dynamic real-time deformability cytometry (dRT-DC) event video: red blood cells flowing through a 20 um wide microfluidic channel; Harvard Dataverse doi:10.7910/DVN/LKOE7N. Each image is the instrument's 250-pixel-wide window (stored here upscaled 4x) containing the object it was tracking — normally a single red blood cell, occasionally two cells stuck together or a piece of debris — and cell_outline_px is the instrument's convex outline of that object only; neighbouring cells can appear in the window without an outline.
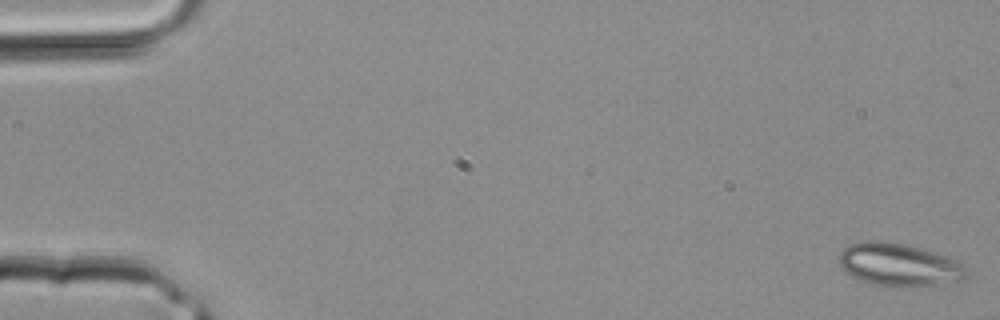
{"species": "common noctule bat (a hibernating species)", "species_latin": "Nyctalus noctula", "temperature_condition": "room temperature", "stored_images_in_passage": 10, "camera_frame_rate_fps": 3000, "um_per_image_px": 0.085, "animal": {"sex": "male", "body_mass_g": 20.4}, "frame": {"image": 1, "passage_image": 1, "time_ms": 0.0, "image_size_px": [1000, 320], "cell_outline_px": [[968, 268], [964, 280], [936, 284], [872, 284], [852, 276], [840, 264], [840, 252], [848, 244], [864, 240], [880, 240], [904, 244], [936, 252], [960, 260]], "centroid_in_image_um": [76.45, 22.44], "position_along_channel_um": 8.5, "area_um2": 31.15}}